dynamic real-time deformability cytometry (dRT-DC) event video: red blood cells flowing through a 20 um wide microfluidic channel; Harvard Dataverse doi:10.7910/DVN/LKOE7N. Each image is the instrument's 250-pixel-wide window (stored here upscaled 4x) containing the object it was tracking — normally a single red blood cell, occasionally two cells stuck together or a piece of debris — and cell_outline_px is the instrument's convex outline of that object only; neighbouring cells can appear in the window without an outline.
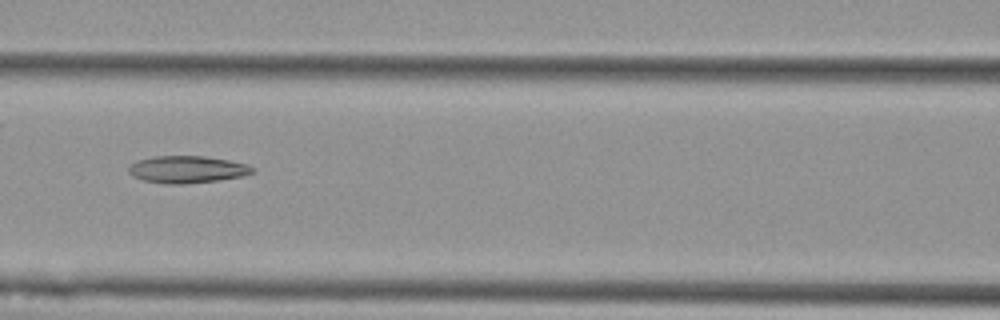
{"species": "Egyptian fruit bat (a non-hibernating species)", "species_latin": "Rousettus aegyptiacus", "temperature_condition": "cold", "stored_images_in_passage": 15, "camera_frame_rate_fps": 3000, "um_per_image_px": 0.085, "animal": {"sex": "female"}, "frame": {"image": 1, "passage_image": 8, "time_ms": 2.333, "image_size_px": [1000, 320], "cell_outline_px": [[256, 172], [244, 176], [216, 180], [184, 184], [164, 184], [144, 180], [132, 176], [128, 172], [128, 164], [152, 156], [204, 156], [228, 160], [248, 164], [256, 168]], "centroid_in_image_um": [15.92, 14.4], "position_along_channel_um": 150.7, "area_um2": 19.77}}
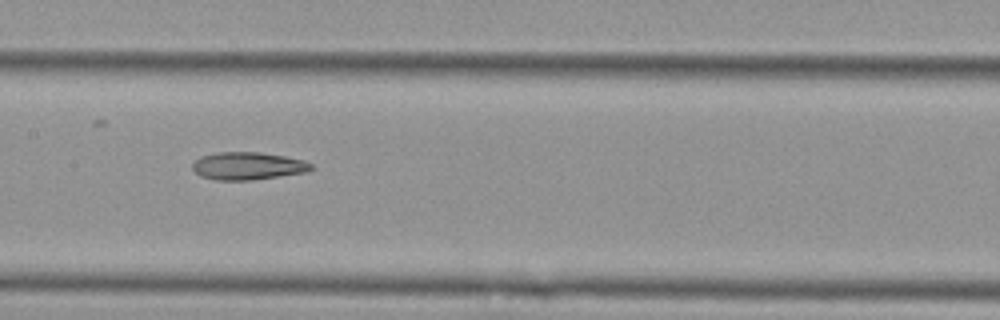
{"frame": {"image": 2, "passage_image": 11, "time_ms": 3.333, "image_size_px": [1000, 320], "cell_outline_px": [[312, 168], [308, 172], [252, 180], [216, 180], [200, 176], [192, 168], [192, 164], [200, 156], [216, 152], [260, 152], [284, 156], [304, 160], [312, 164]], "centroid_in_image_um": [21.06, 14.1], "position_along_channel_um": 186.3, "area_um2": 19.19}}